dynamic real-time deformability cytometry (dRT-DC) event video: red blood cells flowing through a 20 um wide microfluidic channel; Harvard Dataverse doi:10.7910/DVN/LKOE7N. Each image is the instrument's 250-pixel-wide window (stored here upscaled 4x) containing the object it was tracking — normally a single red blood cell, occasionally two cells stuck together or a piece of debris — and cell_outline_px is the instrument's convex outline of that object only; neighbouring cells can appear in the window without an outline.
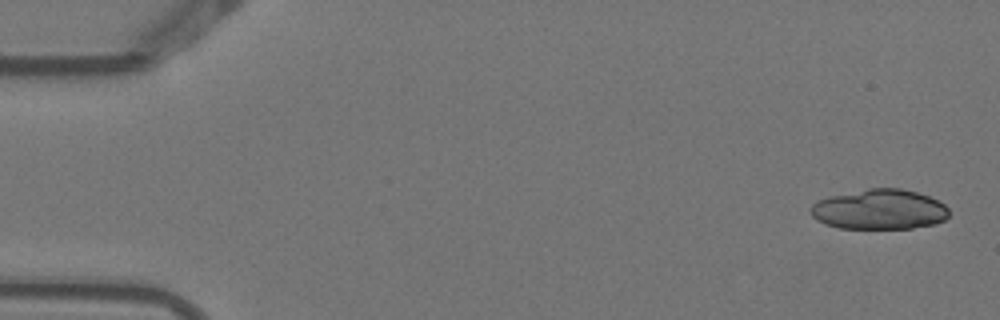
{"species": "Egyptian fruit bat (a non-hibernating species)", "species_latin": "Rousettus aegyptiacus", "temperature_condition": "warm", "stored_images_in_passage": 6, "camera_frame_rate_fps": 3000, "um_per_image_px": 0.085, "animal": {"sex": "female"}, "frame": {"image": 1, "passage_image": 1, "time_ms": 0.0, "image_size_px": [1000, 320], "cell_outline_px": [[948, 216], [944, 220], [936, 224], [912, 228], [840, 228], [824, 224], [816, 220], [808, 212], [808, 208], [812, 204], [828, 196], [868, 188], [900, 188], [916, 192], [940, 200], [948, 208]], "centroid_in_image_um": [74.73, 17.8], "position_along_channel_um": 10.3, "area_um2": 32.6}}